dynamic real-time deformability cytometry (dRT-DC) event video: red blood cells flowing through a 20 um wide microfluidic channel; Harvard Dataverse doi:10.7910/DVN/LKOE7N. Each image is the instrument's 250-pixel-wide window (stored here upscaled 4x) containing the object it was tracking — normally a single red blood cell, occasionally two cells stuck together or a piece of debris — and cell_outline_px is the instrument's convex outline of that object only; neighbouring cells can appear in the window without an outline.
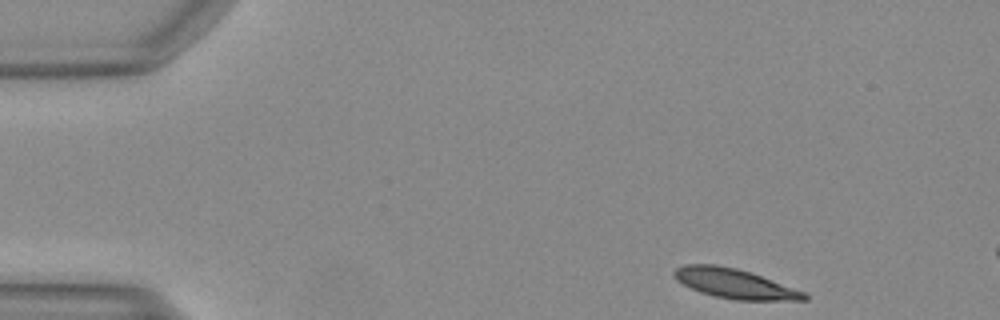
{"species": "Egyptian fruit bat (a non-hibernating species)", "species_latin": "Rousettus aegyptiacus", "temperature_condition": "warm", "stored_images_in_passage": 8, "camera_frame_rate_fps": 3000, "um_per_image_px": 0.085, "animal": {"sex": "female"}, "frame": {"image": 1, "passage_image": 1, "time_ms": 0.0, "image_size_px": [1000, 320], "cell_outline_px": [[808, 300], [736, 300], [716, 296], [700, 292], [676, 280], [672, 272], [676, 268], [684, 264], [716, 264], [736, 268], [760, 276], [804, 292], [808, 296]], "centroid_in_image_um": [62.4, 24.1], "position_along_channel_um": 22.6, "area_um2": 22.08}}